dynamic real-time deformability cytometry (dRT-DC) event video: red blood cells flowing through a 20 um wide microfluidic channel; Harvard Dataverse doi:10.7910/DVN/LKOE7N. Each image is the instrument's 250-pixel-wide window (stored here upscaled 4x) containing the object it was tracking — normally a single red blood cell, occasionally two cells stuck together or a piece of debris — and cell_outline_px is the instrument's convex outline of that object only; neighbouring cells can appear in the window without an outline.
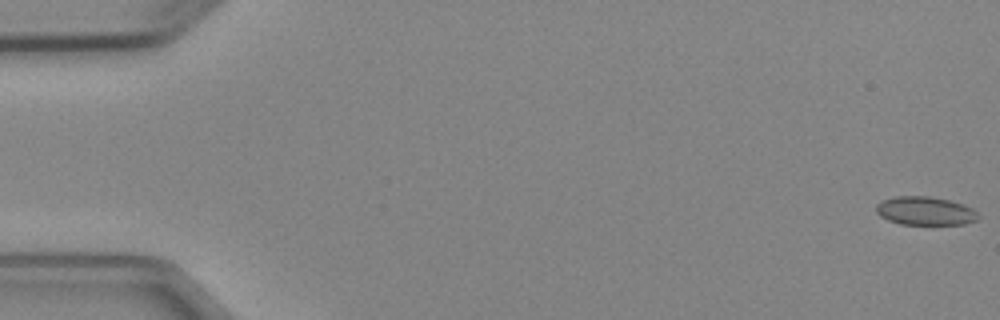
{"species": "Egyptian fruit bat (a non-hibernating species)", "species_latin": "Rousettus aegyptiacus", "temperature_condition": "cold", "stored_images_in_passage": 5, "segment_of_instrument_passage": [2, 2], "camera_frame_rate_fps": 3000, "um_per_image_px": 0.085, "animal": {"sex": "female"}, "frame": {"image": 1, "passage_image": 5, "time_ms": 5.667, "image_size_px": [1000, 320], "cell_outline_px": [[980, 216], [976, 220], [964, 224], [900, 224], [888, 220], [880, 216], [876, 212], [876, 204], [880, 200], [896, 196], [932, 196], [964, 204], [972, 208]], "centroid_in_image_um": [78.62, 17.92], "position_along_channel_um": 6.4, "area_um2": 17.05}}